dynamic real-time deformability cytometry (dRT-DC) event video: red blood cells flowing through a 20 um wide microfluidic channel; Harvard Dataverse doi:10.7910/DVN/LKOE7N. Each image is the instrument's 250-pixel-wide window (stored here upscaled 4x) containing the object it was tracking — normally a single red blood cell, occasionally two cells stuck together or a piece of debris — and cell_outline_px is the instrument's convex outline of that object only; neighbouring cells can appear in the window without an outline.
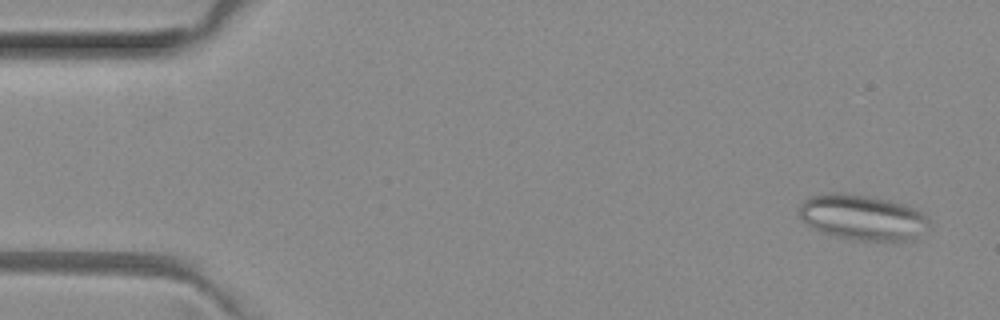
{"species": "common noctule bat (a hibernating species)", "species_latin": "Nyctalus noctula", "temperature_condition": "room temperature", "stored_images_in_passage": 5, "camera_frame_rate_fps": 3000, "um_per_image_px": 0.085, "animal": {"sex": "female", "body_mass_g": 29.2, "forearm_length_mm": 56.3}, "frame": {"image": 1, "passage_image": 1, "time_ms": 0.0, "image_size_px": [1000, 320], "cell_outline_px": [[928, 220], [912, 240], [856, 240], [836, 236], [820, 232], [812, 228], [800, 216], [800, 204], [804, 200], [812, 196], [828, 192], [844, 192], [868, 196], [888, 200], [904, 204], [916, 208], [924, 212], [928, 216]], "centroid_in_image_um": [73.26, 18.45], "position_along_channel_um": 11.7, "area_um2": 33.99}}